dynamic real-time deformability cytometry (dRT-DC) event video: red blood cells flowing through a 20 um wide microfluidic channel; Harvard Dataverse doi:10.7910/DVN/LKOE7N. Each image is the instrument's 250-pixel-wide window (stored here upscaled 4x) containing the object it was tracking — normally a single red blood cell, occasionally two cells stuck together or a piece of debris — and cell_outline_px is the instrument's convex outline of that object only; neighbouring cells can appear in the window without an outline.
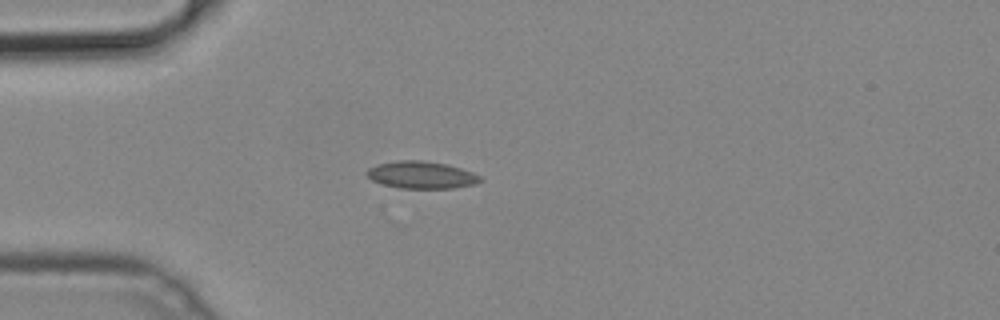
{"species": "common noctule bat (a hibernating species)", "species_latin": "Nyctalus noctula", "temperature_condition": "cold", "stored_images_in_passage": 38, "camera_frame_rate_fps": 3000, "um_per_image_px": 0.085, "animal": {"sex": "male", "body_mass_g": 19.2, "forearm_length_mm": 51.8}, "frame": {"image": 1, "passage_image": 1, "time_ms": 0.0, "image_size_px": [1000, 320], "cell_outline_px": [[484, 180], [476, 184], [452, 188], [400, 188], [384, 184], [372, 180], [364, 172], [368, 168], [376, 164], [396, 160], [424, 160], [448, 164], [472, 172], [480, 176]], "centroid_in_image_um": [35.82, 14.85], "position_along_channel_um": 49.2, "area_um2": 18.15}}
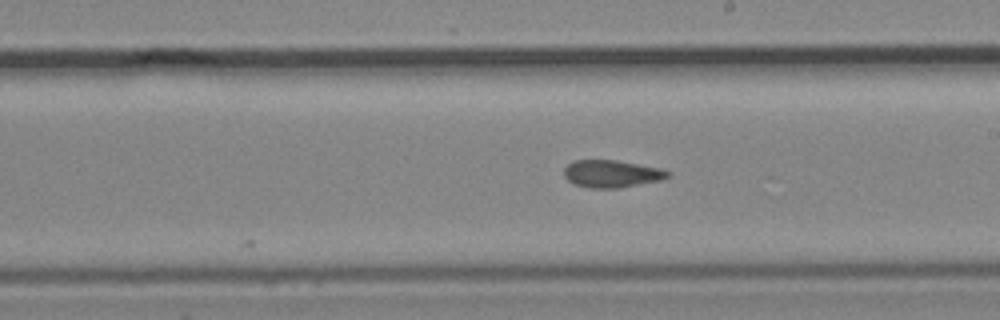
{"frame": {"image": 2, "passage_image": 16, "time_ms": 5.0, "image_size_px": [1000, 320], "cell_outline_px": [[672, 172], [668, 176], [660, 180], [620, 188], [588, 188], [572, 184], [564, 176], [564, 168], [572, 160], [616, 160], [660, 168]], "centroid_in_image_um": [51.95, 14.77], "position_along_channel_um": 237.0, "area_um2": 16.65}}
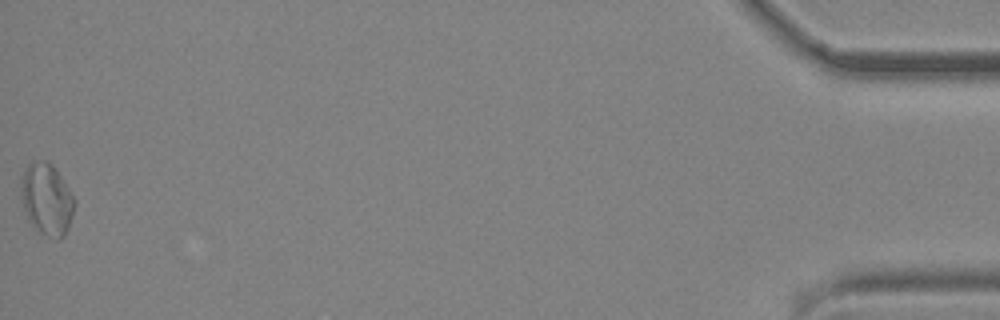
{"frame": {"image": 3, "passage_image": 38, "time_ms": 12.333, "image_size_px": [1000, 320], "cell_outline_px": [[76, 204], [68, 228], [64, 236], [60, 240], [56, 240], [40, 232], [28, 220], [20, 196], [24, 172], [28, 164], [32, 160], [44, 160], [52, 164], [76, 200]], "centroid_in_image_um": [3.99, 16.95], "position_along_channel_um": 431.2, "area_um2": 22.25}}